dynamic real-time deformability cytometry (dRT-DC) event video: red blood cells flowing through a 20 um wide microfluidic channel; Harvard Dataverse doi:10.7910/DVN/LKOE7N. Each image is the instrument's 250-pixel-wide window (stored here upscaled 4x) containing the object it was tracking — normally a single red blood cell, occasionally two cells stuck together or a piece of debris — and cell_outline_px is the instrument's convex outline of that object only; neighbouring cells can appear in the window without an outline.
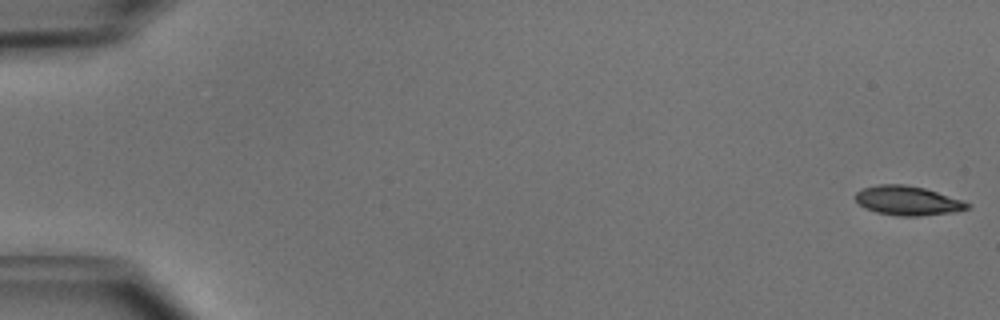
{"species": "common noctule bat (a hibernating species)", "species_latin": "Nyctalus noctula", "temperature_condition": "cold", "stored_images_in_passage": 51, "camera_frame_rate_fps": 3000, "um_per_image_px": 0.085, "animal": {"sex": "male", "body_mass_g": 15.6}, "frame": {"image": 1, "passage_image": 1, "time_ms": 0.0, "image_size_px": [1000, 320], "cell_outline_px": [[972, 204], [968, 208], [956, 212], [920, 216], [900, 216], [876, 212], [864, 208], [856, 200], [856, 192], [860, 188], [876, 184], [904, 184], [924, 188], [964, 200]], "centroid_in_image_um": [77.16, 17.05], "position_along_channel_um": 7.8, "area_um2": 19.31}}
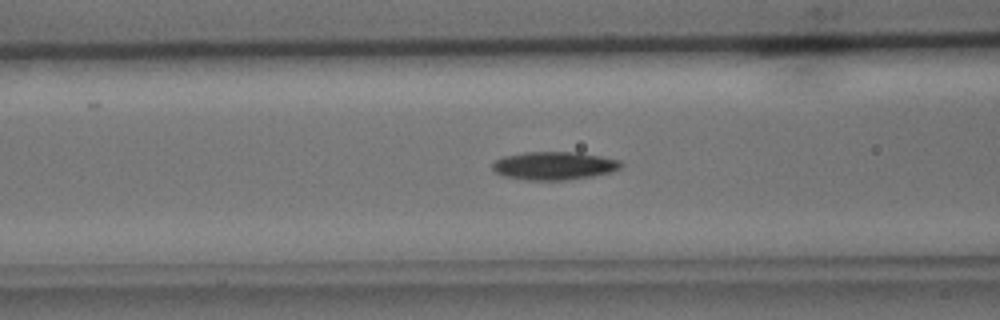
{"frame": {"image": 2, "passage_image": 21, "time_ms": 6.667, "image_size_px": [1000, 320], "cell_outline_px": [[624, 164], [620, 168], [612, 172], [592, 176], [564, 180], [528, 180], [504, 176], [496, 172], [492, 168], [492, 164], [496, 160], [504, 156], [524, 152], [580, 152], [620, 160]], "centroid_in_image_um": [47.12, 14.08], "position_along_channel_um": 119.5, "area_um2": 21.1}}
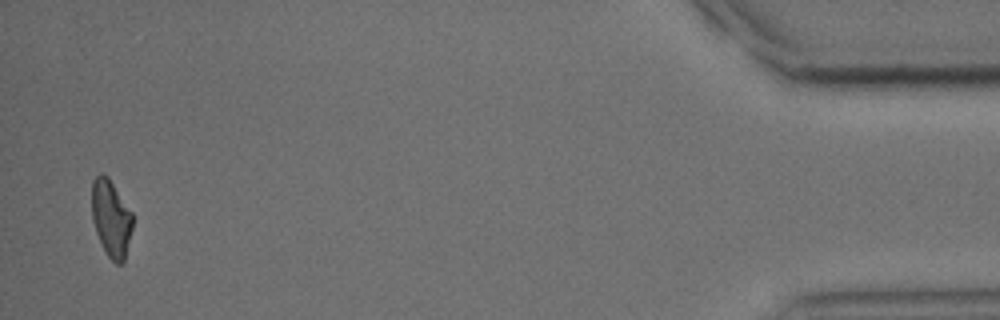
{"frame": {"image": 3, "passage_image": 50, "time_ms": 16.333, "image_size_px": [1000, 320], "cell_outline_px": [[132, 228], [124, 260], [120, 264], [116, 264], [108, 256], [96, 232], [92, 220], [92, 180], [100, 172], [104, 172], [108, 176], [132, 212]], "centroid_in_image_um": [9.43, 18.51], "position_along_channel_um": 425.8, "area_um2": 18.21}, "authors_computed_cell_mechanics": {"area_um2": 19.5364, "velocity_mm_per_s": 3.9788, "shape_relaxation_time_tau1_ms": 2.8662, "shape_relaxation_time_tau2_ms": null, "deformation_change_tau1": 0.1354, "deformation_change_tau2": null}}